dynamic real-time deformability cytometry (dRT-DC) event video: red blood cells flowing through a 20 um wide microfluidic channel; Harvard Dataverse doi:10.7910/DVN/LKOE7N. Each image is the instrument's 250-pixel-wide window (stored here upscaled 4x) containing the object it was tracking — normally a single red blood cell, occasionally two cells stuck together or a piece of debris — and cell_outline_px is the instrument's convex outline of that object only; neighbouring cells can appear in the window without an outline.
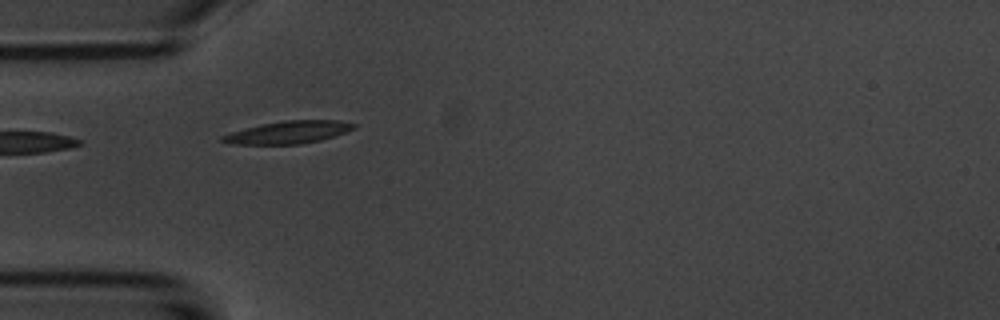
{"species": "common noctule bat (a hibernating species)", "species_latin": "Nyctalus noctula", "temperature_condition": "room temperature", "stored_images_in_passage": 15, "camera_frame_rate_fps": 3000, "um_per_image_px": 0.085, "animal": {"sex": "male", "body_mass_g": 20.1, "forearm_length_mm": 53.5}, "frame": {"image": 1, "passage_image": 5, "time_ms": 5.333, "image_size_px": [1000, 320], "cell_outline_px": [[356, 128], [320, 140], [300, 144], [232, 144], [220, 140], [220, 136], [244, 128], [260, 124], [284, 120], [336, 120], [356, 124]], "centroid_in_image_um": [24.47, 11.24], "position_along_channel_um": 60.5, "area_um2": 17.11}}
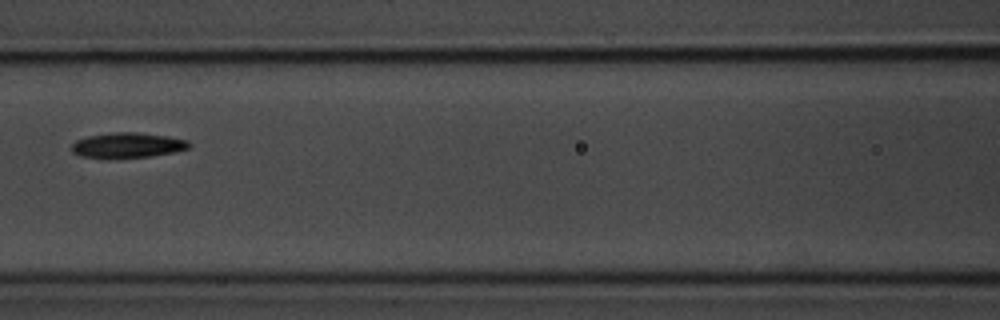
{"frame": {"image": 2, "passage_image": 7, "time_ms": 8.0, "image_size_px": [1000, 320], "cell_outline_px": [[192, 144], [188, 148], [176, 152], [152, 156], [116, 160], [80, 156], [72, 152], [72, 144], [76, 140], [88, 136], [112, 132], [136, 132], [168, 136], [188, 140]], "centroid_in_image_um": [10.84, 12.37], "position_along_channel_um": 155.8, "area_um2": 17.8}}
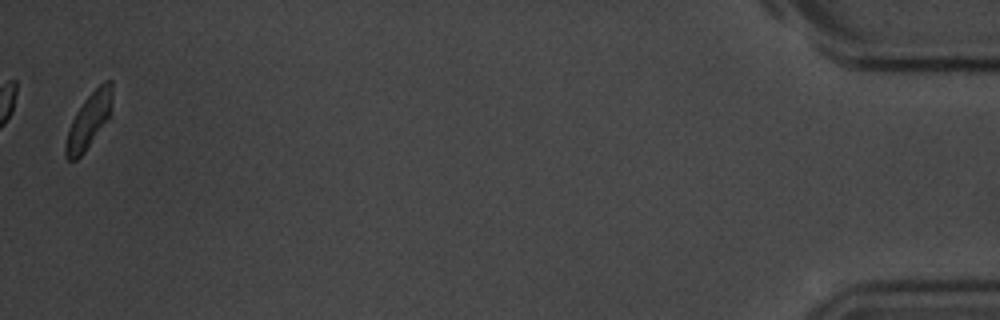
{"frame": {"image": 3, "passage_image": 15, "time_ms": 18.0, "image_size_px": [1000, 320], "cell_outline_px": [[112, 100], [108, 120], [84, 152], [76, 160], [68, 160], [64, 156], [64, 148], [68, 128], [76, 112], [84, 100], [104, 80], [112, 80]], "centroid_in_image_um": [7.54, 10.26], "position_along_channel_um": 427.7, "area_um2": 14.91}, "authors_computed_cell_mechanics": {"area_um2": 17.5134, "velocity_mm_per_s": 3.6403, "shape_relaxation_time_tau1_ms": 2.2612, "shape_relaxation_time_tau2_ms": 5.4338, "deformation_change_tau1": 0.0864, "deformation_change_tau2": 0.0867}}